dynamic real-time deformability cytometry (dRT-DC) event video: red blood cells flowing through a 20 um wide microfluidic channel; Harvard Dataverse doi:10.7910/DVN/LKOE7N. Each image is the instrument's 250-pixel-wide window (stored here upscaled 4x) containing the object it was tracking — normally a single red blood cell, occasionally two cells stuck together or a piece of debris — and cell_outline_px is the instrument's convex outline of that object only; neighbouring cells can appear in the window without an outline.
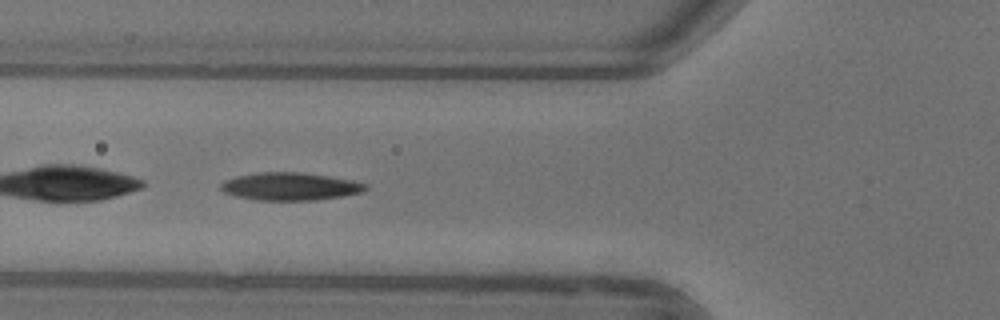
{"species": "common noctule bat (a hibernating species)", "species_latin": "Nyctalus noctula", "temperature_condition": "warm", "stored_images_in_passage": 51, "camera_frame_rate_fps": 3000, "um_per_image_px": 0.085, "animal": {"sex": "female"}, "frame": {"image": 1, "passage_image": 18, "time_ms": 5.667, "image_size_px": [1000, 320], "cell_outline_px": [[368, 188], [364, 192], [316, 200], [256, 200], [236, 196], [224, 192], [220, 188], [220, 184], [224, 180], [236, 176], [260, 172], [296, 172], [328, 176], [352, 180], [368, 184]], "centroid_in_image_um": [24.66, 15.85], "position_along_channel_um": 101.1, "area_um2": 23.35}}
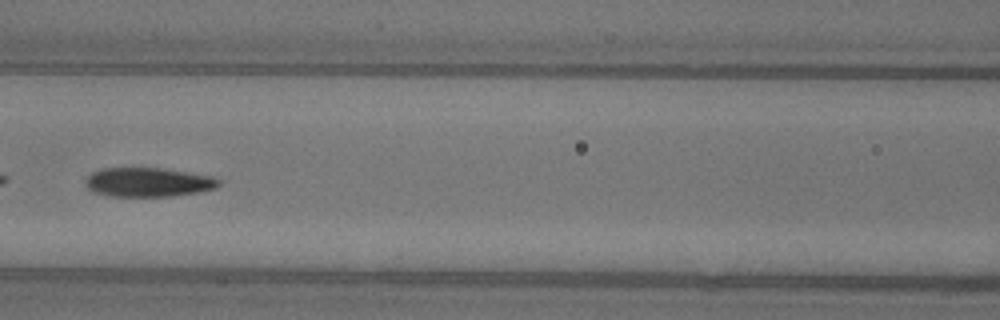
{"frame": {"image": 2, "passage_image": 22, "time_ms": 7.0, "image_size_px": [1000, 320], "cell_outline_px": [[220, 184], [216, 188], [200, 192], [172, 196], [108, 196], [92, 192], [84, 184], [84, 180], [92, 172], [104, 168], [160, 168], [212, 176], [220, 180]], "centroid_in_image_um": [12.57, 15.49], "position_along_channel_um": 154.0, "area_um2": 22.72}, "authors_computed_cell_mechanics": {"area_um2": 23.5824, "velocity_mm_per_s": 3.9276, "shape_relaxation_time_tau1_ms": 4.1525, "shape_relaxation_time_tau2_ms": 3.0534, "deformation_change_tau1": 0.1795, "deformation_change_tau2": 0.0927}}